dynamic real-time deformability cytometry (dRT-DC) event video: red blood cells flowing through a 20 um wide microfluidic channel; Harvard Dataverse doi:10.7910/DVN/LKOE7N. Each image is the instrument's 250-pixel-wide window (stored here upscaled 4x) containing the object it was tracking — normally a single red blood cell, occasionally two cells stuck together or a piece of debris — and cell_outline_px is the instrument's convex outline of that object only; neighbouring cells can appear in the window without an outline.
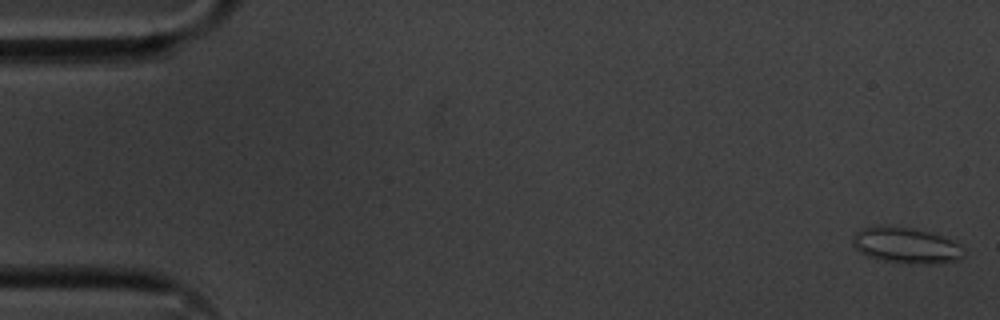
{"species": "common noctule bat (a hibernating species)", "species_latin": "Nyctalus noctula", "temperature_condition": "cold", "stored_images_in_passage": 56, "camera_frame_rate_fps": 3000, "um_per_image_px": 0.085, "animal": {"sex": "male", "body_mass_g": 20.1, "forearm_length_mm": 53.5}, "frame": {"image": 1, "passage_image": 1, "time_ms": 0.0, "image_size_px": [1000, 320], "cell_outline_px": [[964, 256], [960, 260], [936, 264], [908, 264], [884, 260], [868, 256], [860, 252], [852, 244], [852, 236], [860, 228], [912, 228], [928, 232], [952, 240], [960, 244], [964, 248]], "centroid_in_image_um": [77.08, 20.91], "position_along_channel_um": 7.9, "area_um2": 22.89}}
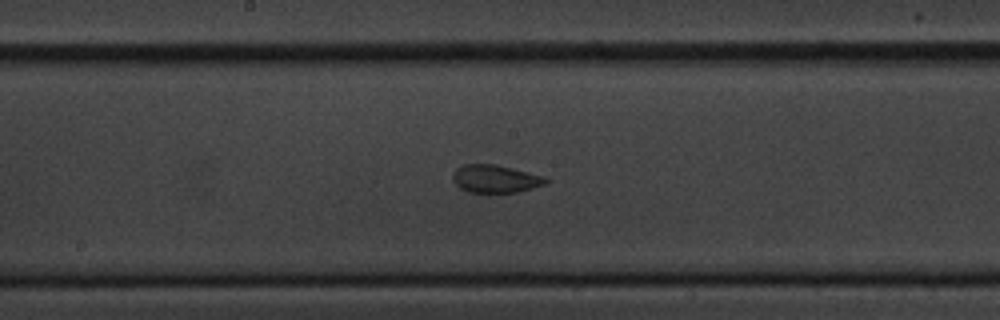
{"frame": {"image": 2, "passage_image": 29, "time_ms": 9.333, "image_size_px": [1000, 320], "cell_outline_px": [[548, 180], [544, 184], [532, 188], [516, 192], [468, 192], [460, 188], [452, 180], [452, 176], [456, 168], [464, 164], [496, 164], [544, 176]], "centroid_in_image_um": [42.07, 15.19], "position_along_channel_um": 206.1, "area_um2": 14.97}}
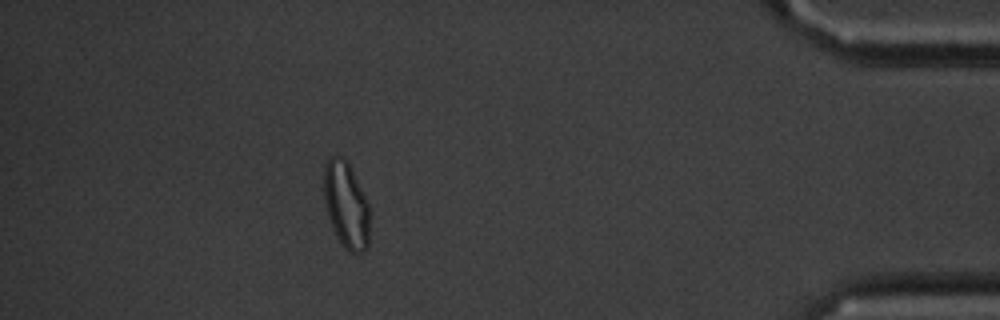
{"frame": {"image": 3, "passage_image": 50, "time_ms": 16.333, "image_size_px": [1000, 320], "cell_outline_px": [[372, 212], [368, 248], [364, 252], [348, 252], [344, 248], [332, 228], [328, 216], [324, 200], [324, 164], [332, 156], [340, 156], [352, 168]], "centroid_in_image_um": [29.46, 17.47], "position_along_channel_um": 405.7, "area_um2": 23.52}, "authors_computed_cell_mechanics": {"area_um2": 17.2244, "velocity_mm_per_s": 3.555, "shape_relaxation_time_tau1_ms": 5.9294, "shape_relaxation_time_tau2_ms": 1.4721, "deformation_change_tau1": 0.1124, "deformation_change_tau2": 0.0586}}